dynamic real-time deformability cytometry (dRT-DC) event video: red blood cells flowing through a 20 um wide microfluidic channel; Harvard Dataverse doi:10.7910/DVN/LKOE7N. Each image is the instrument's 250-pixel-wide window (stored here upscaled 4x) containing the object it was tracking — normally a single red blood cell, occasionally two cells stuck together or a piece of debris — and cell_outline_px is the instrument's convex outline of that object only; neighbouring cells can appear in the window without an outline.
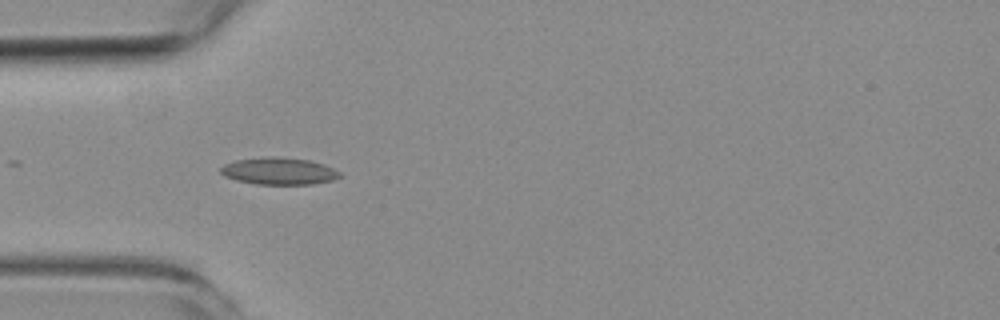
{"species": "common noctule bat (a hibernating species)", "species_latin": "Nyctalus noctula", "temperature_condition": "room temperature", "stored_images_in_passage": 7, "camera_frame_rate_fps": 3000, "um_per_image_px": 0.085, "animal": {"sex": "female", "body_mass_g": 19.3, "forearm_length_mm": 54.1}, "frame": {"image": 1, "passage_image": 3, "time_ms": 3.333, "image_size_px": [1000, 320], "cell_outline_px": [[344, 176], [332, 180], [312, 184], [256, 184], [236, 180], [224, 176], [220, 172], [220, 168], [224, 164], [236, 160], [308, 160], [324, 164], [340, 172]], "centroid_in_image_um": [23.75, 14.61], "position_along_channel_um": 61.3, "area_um2": 17.69}}
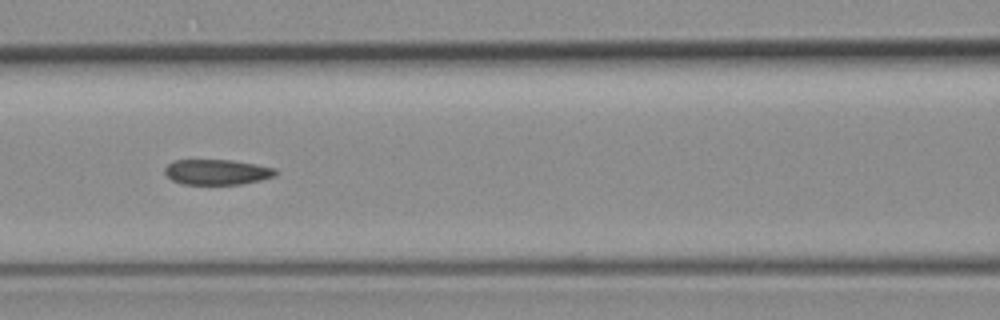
{"frame": {"image": 2, "passage_image": 5, "time_ms": 5.667, "image_size_px": [1000, 320], "cell_outline_px": [[280, 172], [276, 176], [260, 180], [240, 184], [184, 184], [172, 180], [164, 172], [164, 168], [172, 160], [232, 160], [256, 164], [276, 168]], "centroid_in_image_um": [18.48, 14.61], "position_along_channel_um": 148.1, "area_um2": 16.47}}
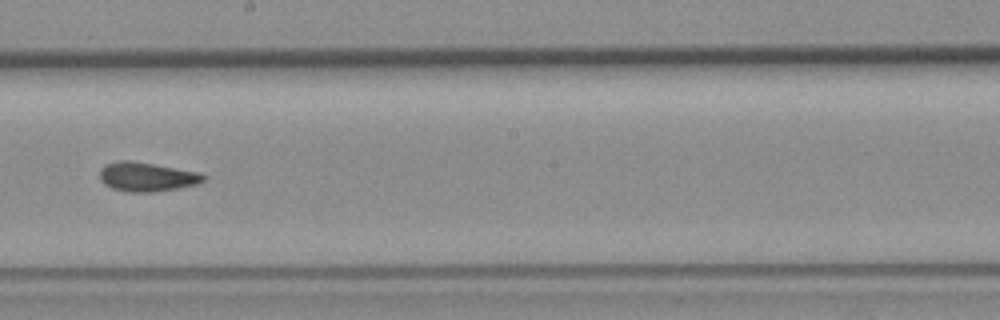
{"frame": {"image": 3, "passage_image": 7, "time_ms": 8.0, "image_size_px": [1000, 320], "cell_outline_px": [[208, 176], [204, 180], [196, 184], [180, 188], [152, 192], [128, 192], [112, 188], [104, 184], [100, 180], [100, 168], [108, 164], [120, 160], [128, 160], [200, 172]], "centroid_in_image_um": [12.49, 15.04], "position_along_channel_um": 235.7, "area_um2": 17.57}}